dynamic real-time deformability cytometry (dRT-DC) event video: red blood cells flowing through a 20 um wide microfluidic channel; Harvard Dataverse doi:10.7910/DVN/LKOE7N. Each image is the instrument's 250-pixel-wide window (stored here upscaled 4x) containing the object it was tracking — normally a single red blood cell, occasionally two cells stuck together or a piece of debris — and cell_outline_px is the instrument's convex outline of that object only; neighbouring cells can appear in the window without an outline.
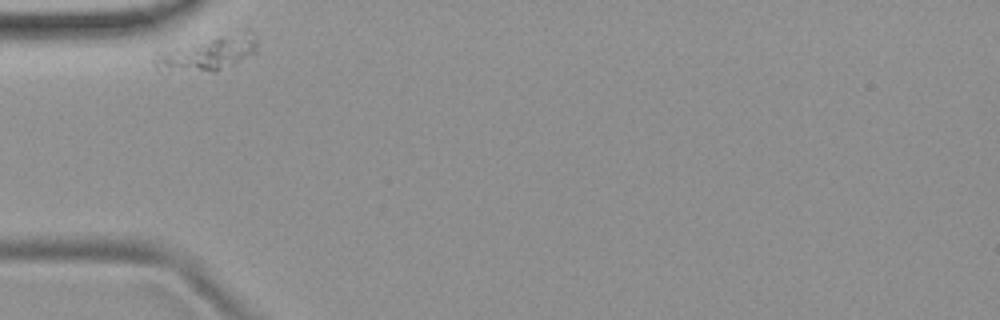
{"species": "common noctule bat (a hibernating species)", "species_latin": "Nyctalus noctula", "temperature_condition": "room temperature", "stored_images_in_passage": 4, "camera_frame_rate_fps": 3000, "um_per_image_px": 0.085, "animal": {"sex": "female", "body_mass_g": 19.9}, "frame": {"image": 1, "passage_image": 1, "time_ms": 0.0, "image_size_px": [1000, 320], "cell_outline_px": [[256, 52], [216, 72], [212, 72], [156, 68], [152, 64], [152, 60], [156, 52], [248, 28], [256, 36]], "centroid_in_image_um": [17.71, 4.5], "position_along_channel_um": 67.3, "area_um2": 20.17}}
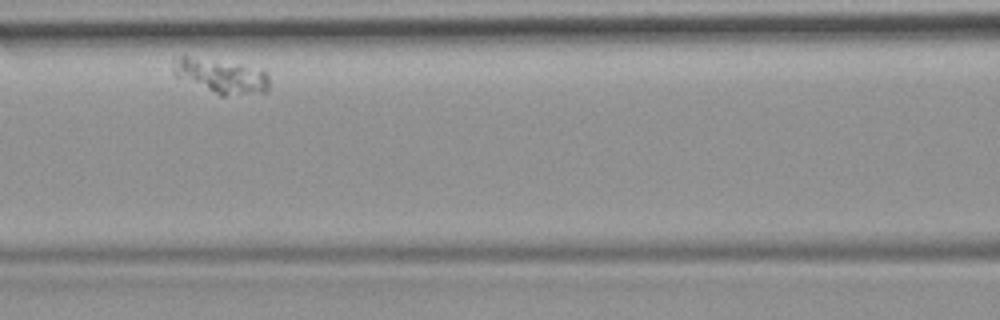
{"frame": {"image": 2, "passage_image": 3, "time_ms": 0.667, "image_size_px": [1000, 320], "cell_outline_px": [[268, 88], [264, 92], [224, 96], [220, 96], [176, 76], [172, 72], [172, 64], [184, 52], [264, 72], [268, 76]], "centroid_in_image_um": [18.66, 6.44], "position_along_channel_um": 147.9, "area_um2": 19.02}}
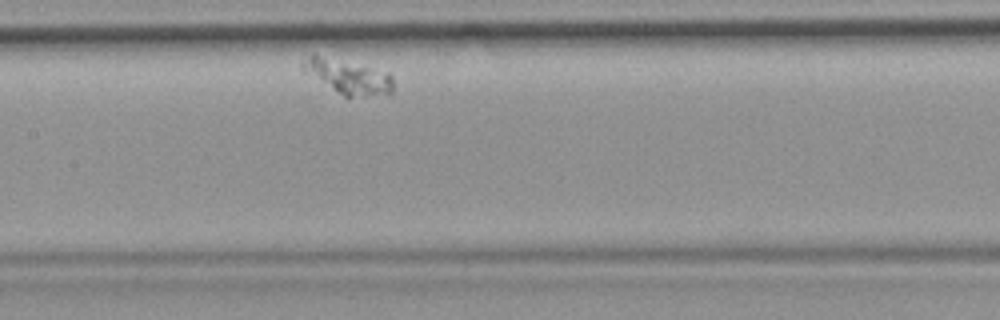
{"frame": {"image": 3, "passage_image": 4, "time_ms": 1.0, "image_size_px": [1000, 320], "cell_outline_px": [[392, 92], [388, 96], [344, 96], [300, 72], [300, 64], [312, 52], [388, 72], [392, 76]], "centroid_in_image_um": [29.5, 6.5], "position_along_channel_um": 177.9, "area_um2": 18.73}}